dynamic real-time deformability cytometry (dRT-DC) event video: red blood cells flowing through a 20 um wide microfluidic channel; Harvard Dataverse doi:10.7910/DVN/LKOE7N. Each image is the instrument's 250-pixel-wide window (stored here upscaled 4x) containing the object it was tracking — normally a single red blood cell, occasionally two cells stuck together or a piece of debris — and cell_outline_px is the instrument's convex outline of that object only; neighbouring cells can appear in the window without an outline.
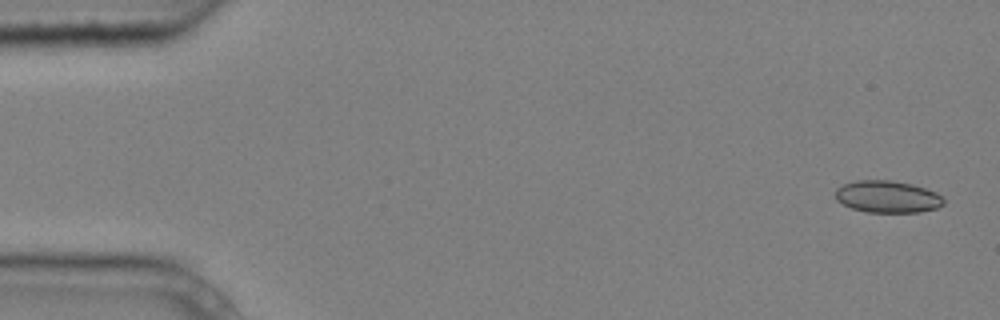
{"species": "common noctule bat (a hibernating species)", "species_latin": "Nyctalus noctula", "temperature_condition": "cold", "stored_images_in_passage": 6, "camera_frame_rate_fps": 3000, "um_per_image_px": 0.085, "animal": {"sex": "male", "body_mass_g": 20.4}, "frame": {"image": 1, "passage_image": 1, "time_ms": 0.0, "image_size_px": [1000, 320], "cell_outline_px": [[944, 204], [936, 208], [920, 212], [868, 212], [852, 208], [836, 200], [836, 188], [844, 184], [856, 180], [888, 180], [912, 184], [936, 192], [944, 200]], "centroid_in_image_um": [75.43, 16.72], "position_along_channel_um": 9.6, "area_um2": 20.06}}
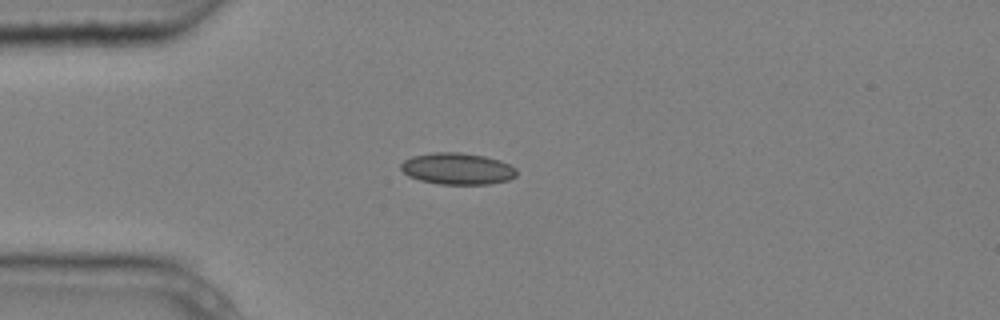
{"frame": {"image": 2, "passage_image": 3, "time_ms": 0.667, "image_size_px": [1000, 320], "cell_outline_px": [[516, 176], [508, 180], [488, 184], [440, 184], [420, 180], [408, 176], [400, 168], [400, 164], [404, 160], [412, 156], [432, 152], [460, 152], [484, 156], [500, 160], [516, 168]], "centroid_in_image_um": [38.86, 14.33], "position_along_channel_um": 46.1, "area_um2": 21.33}}
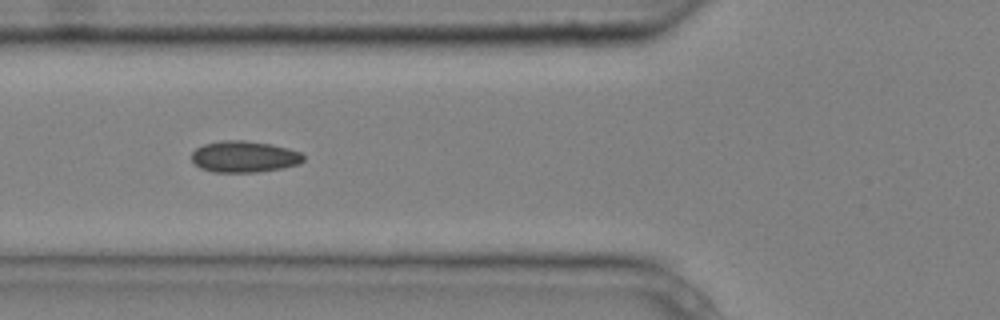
{"frame": {"image": 3, "passage_image": 5, "time_ms": 1.333, "image_size_px": [1000, 320], "cell_outline_px": [[304, 160], [300, 164], [280, 168], [256, 172], [212, 172], [200, 168], [192, 160], [192, 152], [196, 148], [204, 144], [220, 140], [244, 140], [272, 144], [288, 148], [300, 152], [304, 156]], "centroid_in_image_um": [20.75, 13.31], "position_along_channel_um": 105.0, "area_um2": 20.52}}